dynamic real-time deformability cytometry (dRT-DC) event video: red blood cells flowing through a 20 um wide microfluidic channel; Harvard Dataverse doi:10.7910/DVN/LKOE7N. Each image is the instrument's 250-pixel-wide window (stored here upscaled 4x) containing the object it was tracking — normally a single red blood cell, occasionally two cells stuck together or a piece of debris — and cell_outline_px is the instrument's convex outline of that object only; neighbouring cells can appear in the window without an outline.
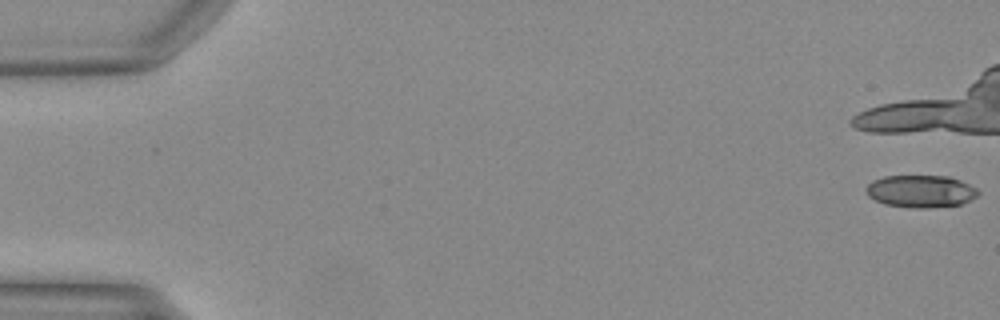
{"species": "Egyptian fruit bat (a non-hibernating species)", "species_latin": "Rousettus aegyptiacus", "temperature_condition": "warm", "stored_images_in_passage": 10, "camera_frame_rate_fps": 3000, "um_per_image_px": 0.085, "animal": {"sex": "female"}, "frame": {"image": 1, "passage_image": 1, "time_ms": 0.0, "image_size_px": [1000, 320], "cell_outline_px": [[980, 192], [976, 196], [960, 204], [928, 208], [916, 208], [884, 204], [868, 196], [864, 192], [864, 188], [872, 180], [884, 176], [948, 176], [960, 180], [976, 188]], "centroid_in_image_um": [78.21, 16.25], "position_along_channel_um": 6.8, "area_um2": 21.1}}